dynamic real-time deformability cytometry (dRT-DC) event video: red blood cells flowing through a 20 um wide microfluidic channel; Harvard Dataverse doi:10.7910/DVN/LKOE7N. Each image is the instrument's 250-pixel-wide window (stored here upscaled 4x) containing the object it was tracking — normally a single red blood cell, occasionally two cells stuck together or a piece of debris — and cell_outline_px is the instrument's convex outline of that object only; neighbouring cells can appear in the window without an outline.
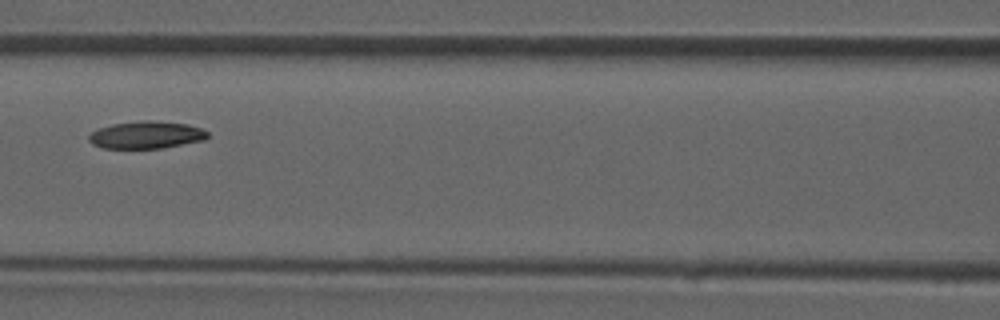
{"species": "common noctule bat (a hibernating species)", "species_latin": "Nyctalus noctula", "temperature_condition": "room temperature", "stored_images_in_passage": 47, "camera_frame_rate_fps": 3000, "um_per_image_px": 0.085, "animal": {"sex": "male", "forearm_length_mm": 52.5}, "frame": {"image": 1, "passage_image": 21, "time_ms": 6.667, "image_size_px": [1000, 320], "cell_outline_px": [[208, 136], [204, 140], [160, 148], [100, 148], [92, 144], [88, 140], [88, 136], [92, 132], [100, 128], [112, 124], [144, 120], [148, 120], [188, 124], [200, 128], [208, 132]], "centroid_in_image_um": [12.41, 11.47], "position_along_channel_um": 154.2, "area_um2": 18.79}}